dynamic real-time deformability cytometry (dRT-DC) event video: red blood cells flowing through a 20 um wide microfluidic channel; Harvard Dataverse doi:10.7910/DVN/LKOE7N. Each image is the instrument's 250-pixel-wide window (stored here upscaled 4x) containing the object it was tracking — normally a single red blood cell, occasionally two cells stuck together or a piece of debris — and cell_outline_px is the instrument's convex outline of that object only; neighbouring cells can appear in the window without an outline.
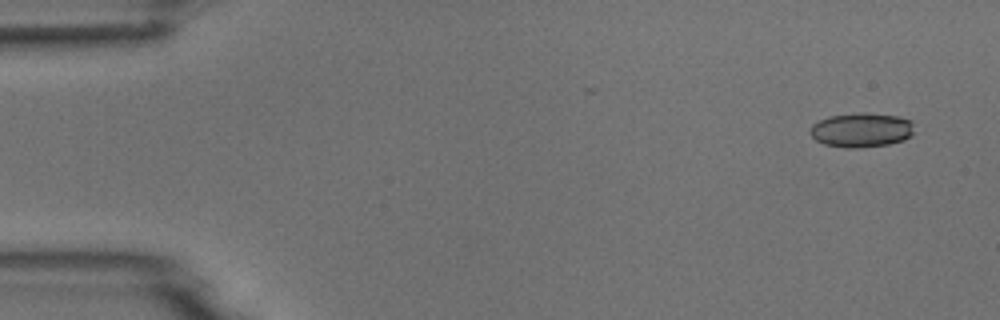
{"species": "common noctule bat (a hibernating species)", "species_latin": "Nyctalus noctula", "temperature_condition": "room temperature", "stored_images_in_passage": 3, "camera_frame_rate_fps": 3000, "um_per_image_px": 0.085, "animal": {"sex": "male", "body_mass_g": 18.8}, "frame": {"image": 1, "passage_image": 1, "time_ms": 0.0, "image_size_px": [1000, 320], "cell_outline_px": [[912, 136], [904, 140], [888, 144], [856, 148], [848, 148], [824, 144], [816, 140], [808, 132], [812, 124], [828, 116], [860, 112], [864, 112], [900, 116], [912, 120]], "centroid_in_image_um": [73.21, 11.04], "position_along_channel_um": 11.8, "area_um2": 21.04}}